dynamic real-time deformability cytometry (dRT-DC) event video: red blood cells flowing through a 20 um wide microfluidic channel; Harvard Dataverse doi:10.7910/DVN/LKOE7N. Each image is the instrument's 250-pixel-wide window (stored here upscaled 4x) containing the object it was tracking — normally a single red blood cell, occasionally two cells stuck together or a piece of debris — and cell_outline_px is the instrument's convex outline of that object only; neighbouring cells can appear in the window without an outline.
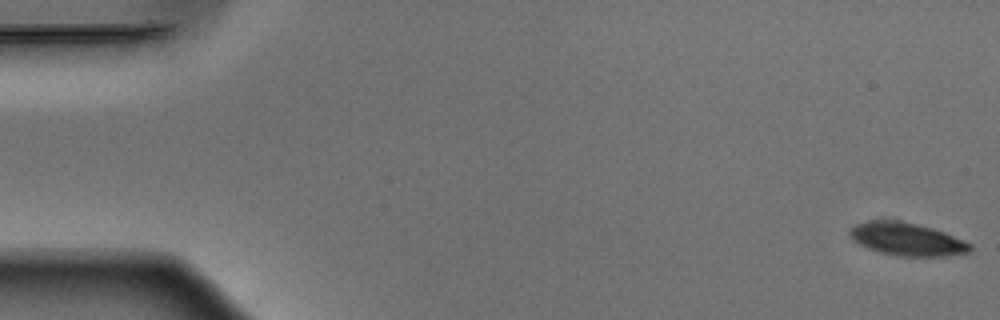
{"species": "Egyptian fruit bat (a non-hibernating species)", "species_latin": "Rousettus aegyptiacus", "temperature_condition": "warm", "stored_images_in_passage": 52, "camera_frame_rate_fps": 3000, "um_per_image_px": 0.085, "animal": {"sex": "male"}, "frame": {"image": 1, "passage_image": 1, "time_ms": 0.0, "image_size_px": [1000, 320], "cell_outline_px": [[972, 248], [968, 252], [944, 256], [896, 256], [880, 252], [868, 248], [852, 240], [848, 232], [848, 228], [856, 224], [868, 220], [900, 220], [932, 228], [944, 232], [972, 244]], "centroid_in_image_um": [77.04, 20.32], "position_along_channel_um": 8.0, "area_um2": 23.06}}
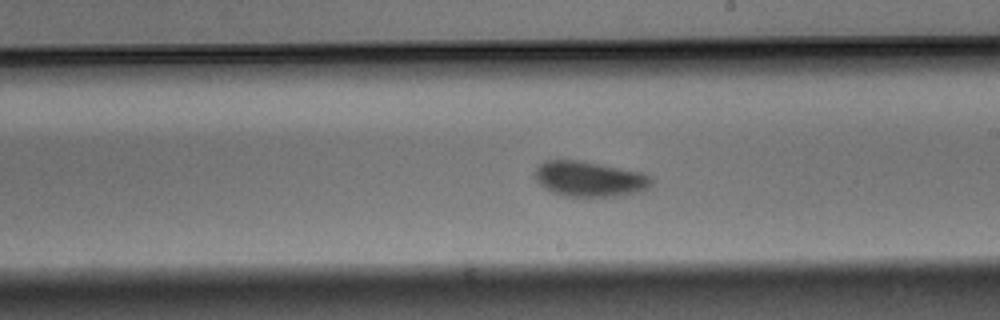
{"frame": {"image": 2, "passage_image": 30, "time_ms": 9.667, "image_size_px": [1000, 320], "cell_outline_px": [[652, 184], [644, 192], [616, 196], [568, 196], [552, 192], [544, 188], [536, 180], [532, 172], [544, 160], [580, 160], [644, 172], [652, 176]], "centroid_in_image_um": [50.14, 15.2], "position_along_channel_um": 238.9, "area_um2": 24.39}}
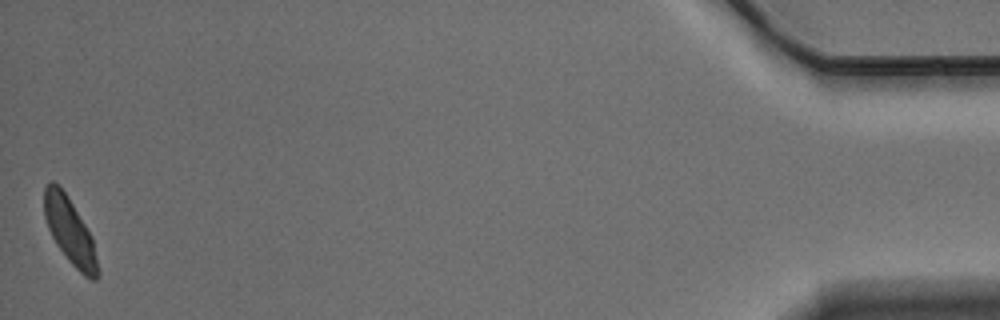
{"frame": {"image": 3, "passage_image": 52, "time_ms": 17.0, "image_size_px": [1000, 320], "cell_outline_px": [[100, 272], [96, 280], [92, 280], [84, 276], [68, 260], [56, 244], [48, 228], [44, 216], [44, 188], [52, 180], [60, 184], [92, 236]], "centroid_in_image_um": [5.94, 19.64], "position_along_channel_um": 429.3, "area_um2": 20.63}, "authors_computed_cell_mechanics": {"area_um2": 23.3223, "velocity_mm_per_s": 3.8718, "shape_relaxation_time_tau1_ms": 2.9137, "shape_relaxation_time_tau2_ms": 4.3923, "deformation_change_tau1": 0.1069, "deformation_change_tau2": 0.0857}}